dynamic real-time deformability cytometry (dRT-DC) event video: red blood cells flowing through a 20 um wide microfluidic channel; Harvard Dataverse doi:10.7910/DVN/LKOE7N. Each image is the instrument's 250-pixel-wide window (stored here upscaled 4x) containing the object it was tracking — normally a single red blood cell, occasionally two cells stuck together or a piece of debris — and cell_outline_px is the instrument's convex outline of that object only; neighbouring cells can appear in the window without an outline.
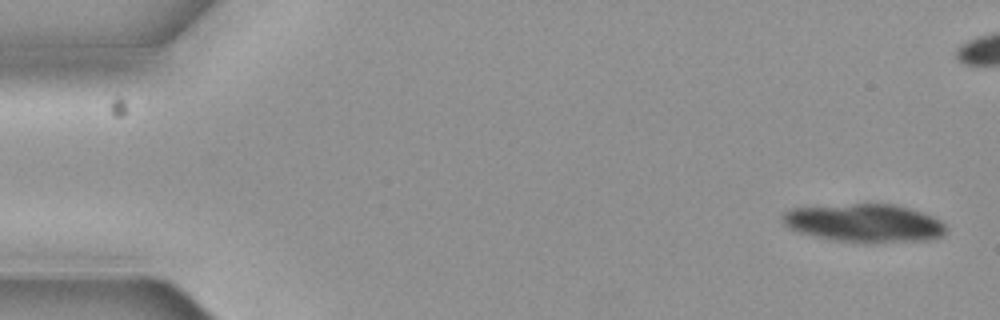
{"species": "common noctule bat (a hibernating species)", "species_latin": "Nyctalus noctula", "temperature_condition": "cold", "stored_images_in_passage": 6, "camera_frame_rate_fps": 3000, "um_per_image_px": 0.085, "animal": {"sex": "female", "body_mass_g": 19.3, "forearm_length_mm": 54.1}, "frame": {"image": 1, "passage_image": 1, "time_ms": 0.0, "image_size_px": [1000, 320], "cell_outline_px": [[948, 232], [944, 236], [928, 240], [840, 240], [800, 232], [784, 224], [780, 220], [780, 216], [788, 208], [852, 204], [896, 204], [924, 212], [940, 220], [948, 228]], "centroid_in_image_um": [73.51, 18.9], "position_along_channel_um": 11.5, "area_um2": 35.49}}